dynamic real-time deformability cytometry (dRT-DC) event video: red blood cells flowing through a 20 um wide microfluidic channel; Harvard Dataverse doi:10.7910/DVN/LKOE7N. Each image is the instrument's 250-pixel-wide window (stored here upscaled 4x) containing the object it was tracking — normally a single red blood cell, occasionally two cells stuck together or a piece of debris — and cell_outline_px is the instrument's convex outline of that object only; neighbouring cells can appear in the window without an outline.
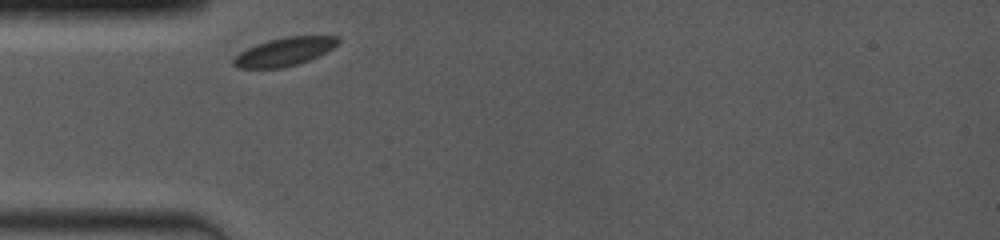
{"species": "common noctule bat (a hibernating species)", "species_latin": "Nyctalus noctula", "temperature_condition": "room temperature", "stored_images_in_passage": 4, "camera_frame_rate_fps": 4000, "um_per_image_px": 0.085, "animal": {"sex": "female", "body_mass_g": 19.0, "forearm_length_mm": 53.3}, "frame": {"image": 1, "passage_image": 1, "time_ms": 0.0, "image_size_px": [1000, 240], "cell_outline_px": [[340, 44], [308, 60], [296, 64], [280, 68], [236, 68], [232, 64], [232, 60], [240, 52], [256, 44], [268, 40], [284, 36], [340, 36]], "centroid_in_image_um": [24.16, 4.38], "position_along_channel_um": 60.8, "area_um2": 17.17}}
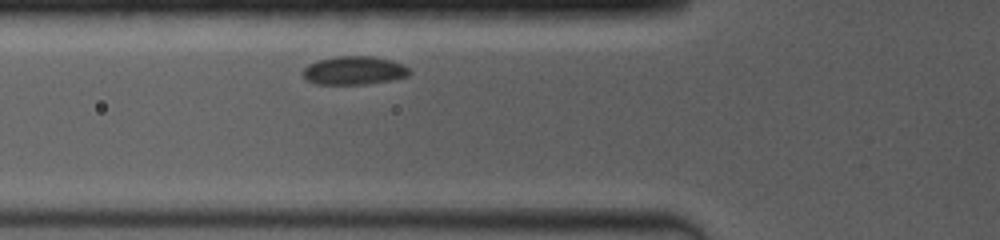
{"frame": {"image": 2, "passage_image": 2, "time_ms": 1.0, "image_size_px": [1000, 240], "cell_outline_px": [[412, 72], [408, 76], [388, 80], [364, 84], [316, 84], [308, 80], [300, 72], [308, 64], [316, 60], [336, 56], [372, 56], [392, 60], [404, 64]], "centroid_in_image_um": [30.08, 5.97], "position_along_channel_um": 95.7, "area_um2": 17.74}}
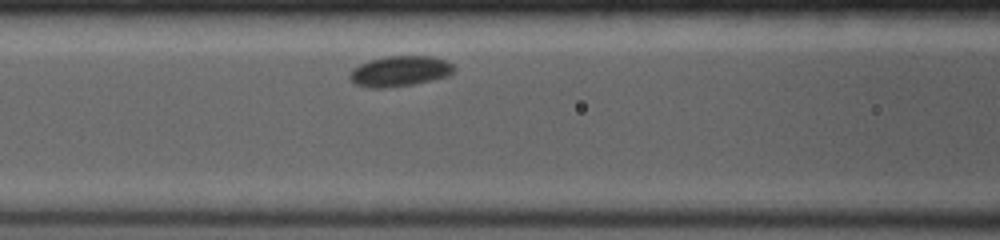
{"frame": {"image": 3, "passage_image": 4, "time_ms": 2.0, "image_size_px": [1000, 240], "cell_outline_px": [[456, 68], [448, 76], [432, 80], [412, 84], [388, 88], [368, 88], [356, 84], [348, 76], [360, 64], [368, 60], [388, 56], [432, 56], [448, 60]], "centroid_in_image_um": [34.02, 6.05], "position_along_channel_um": 132.6, "area_um2": 18.5}}